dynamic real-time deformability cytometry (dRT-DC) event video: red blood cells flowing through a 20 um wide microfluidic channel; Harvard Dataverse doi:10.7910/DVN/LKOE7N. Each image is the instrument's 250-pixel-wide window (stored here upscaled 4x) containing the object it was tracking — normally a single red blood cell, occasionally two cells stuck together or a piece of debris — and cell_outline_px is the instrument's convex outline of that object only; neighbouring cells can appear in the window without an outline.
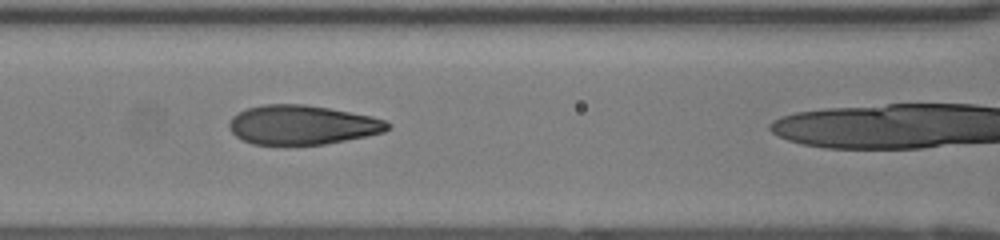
{"species": "human", "species_latin": "Homo sapiens", "temperature_condition": "room temperature", "stored_images_in_passage": 24, "camera_frame_rate_fps": 3000, "um_per_image_px": 0.085, "donor": {"sex": "female"}, "frame": {"image": 1, "passage_image": 23, "time_ms": 7.333, "image_size_px": [1000, 240], "cell_outline_px": [[388, 128], [384, 132], [324, 144], [256, 144], [244, 140], [236, 136], [232, 132], [228, 124], [240, 112], [248, 108], [264, 104], [300, 104], [328, 108], [368, 116], [384, 120], [388, 124]], "centroid_in_image_um": [25.66, 10.61], "position_along_channel_um": 140.9, "area_um2": 35.32}}